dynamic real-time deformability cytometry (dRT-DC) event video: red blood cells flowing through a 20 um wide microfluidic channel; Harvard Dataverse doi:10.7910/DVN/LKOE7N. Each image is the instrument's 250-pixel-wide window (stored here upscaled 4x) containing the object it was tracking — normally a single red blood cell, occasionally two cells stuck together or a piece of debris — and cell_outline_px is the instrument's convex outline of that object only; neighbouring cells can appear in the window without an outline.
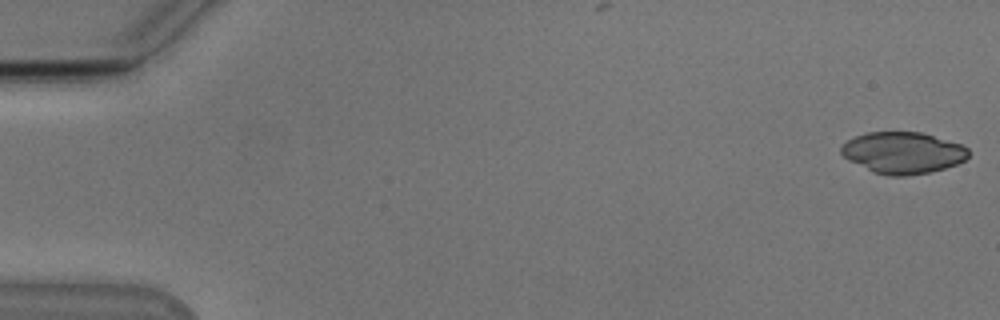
{"species": "Egyptian fruit bat (a non-hibernating species)", "species_latin": "Rousettus aegyptiacus", "temperature_condition": "cold", "stored_images_in_passage": 53, "camera_frame_rate_fps": 3000, "um_per_image_px": 0.085, "animal": {"sex": "male"}, "frame": {"image": 1, "passage_image": 1, "time_ms": 0.0, "image_size_px": [1000, 320], "cell_outline_px": [[968, 156], [964, 160], [956, 164], [932, 172], [904, 176], [888, 176], [872, 172], [848, 160], [840, 152], [840, 148], [848, 140], [856, 136], [868, 132], [920, 132], [964, 144], [968, 148]], "centroid_in_image_um": [76.75, 12.99], "position_along_channel_um": 8.2, "area_um2": 30.92}}
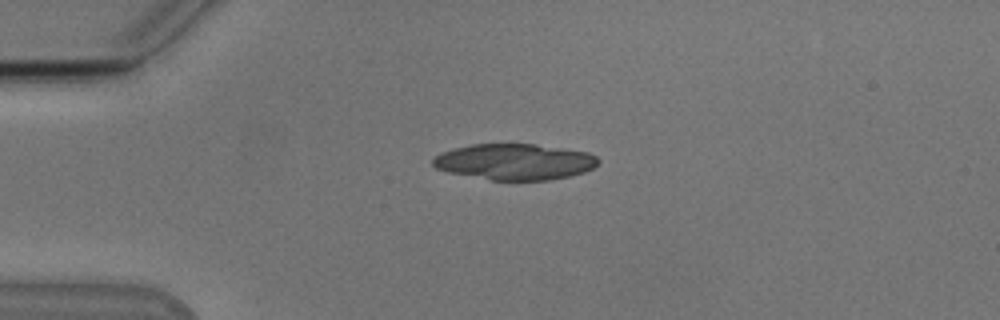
{"frame": {"image": 2, "passage_image": 13, "time_ms": 4.0, "image_size_px": [1000, 320], "cell_outline_px": [[600, 160], [592, 168], [584, 172], [568, 176], [548, 180], [492, 180], [448, 172], [436, 168], [432, 164], [432, 160], [440, 152], [472, 144], [536, 144], [588, 152], [596, 156]], "centroid_in_image_um": [43.74, 13.75], "position_along_channel_um": 41.3, "area_um2": 34.56}}